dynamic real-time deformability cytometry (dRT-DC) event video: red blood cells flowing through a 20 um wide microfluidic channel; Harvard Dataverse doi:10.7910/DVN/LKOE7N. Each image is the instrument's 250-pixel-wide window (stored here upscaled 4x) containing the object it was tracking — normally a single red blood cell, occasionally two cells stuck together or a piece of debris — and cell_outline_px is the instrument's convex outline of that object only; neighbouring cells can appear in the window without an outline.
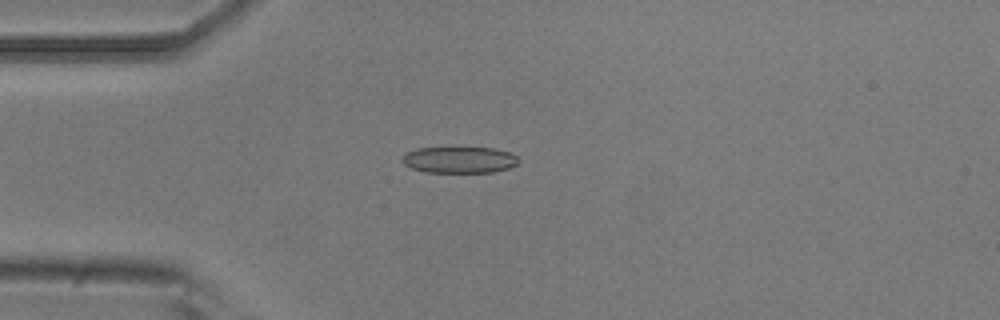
{"species": "common noctule bat (a hibernating species)", "species_latin": "Nyctalus noctula", "temperature_condition": "room temperature", "stored_images_in_passage": 4, "camera_frame_rate_fps": 3000, "um_per_image_px": 0.085, "animal": {"sex": "male", "body_mass_g": 20.5, "forearm_length_mm": 52.5}, "frame": {"image": 1, "passage_image": 3, "time_ms": 0.667, "image_size_px": [1000, 320], "cell_outline_px": [[520, 160], [516, 164], [508, 168], [492, 172], [428, 172], [412, 168], [404, 164], [400, 160], [404, 152], [416, 148], [452, 144], [460, 144], [496, 148], [512, 152]], "centroid_in_image_um": [39.01, 13.5], "position_along_channel_um": 46.0, "area_um2": 19.25}}